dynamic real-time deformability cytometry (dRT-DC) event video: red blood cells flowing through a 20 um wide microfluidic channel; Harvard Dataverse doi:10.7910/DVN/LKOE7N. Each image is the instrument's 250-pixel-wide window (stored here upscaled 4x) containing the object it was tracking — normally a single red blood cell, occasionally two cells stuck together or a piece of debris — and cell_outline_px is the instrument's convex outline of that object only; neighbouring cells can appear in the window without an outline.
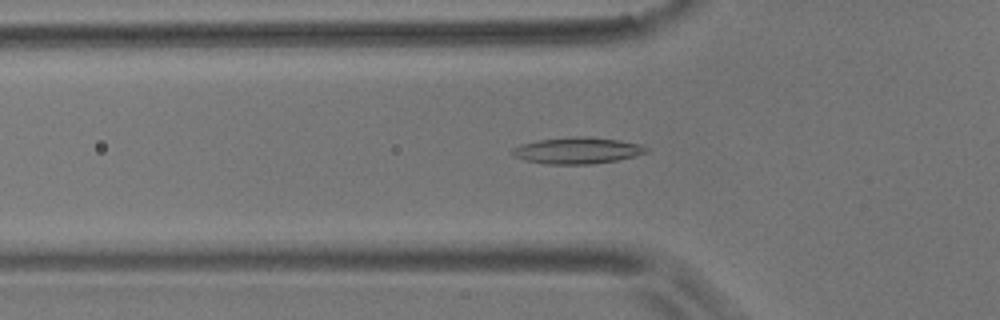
{"species": "common noctule bat (a hibernating species)", "species_latin": "Nyctalus noctula", "temperature_condition": "room temperature", "stored_images_in_passage": 56, "camera_frame_rate_fps": 3000, "um_per_image_px": 0.085, "animal": {"sex": "male", "body_mass_g": 17.9}, "frame": {"image": 1, "passage_image": 18, "time_ms": 5.667, "image_size_px": [1000, 320], "cell_outline_px": [[652, 152], [636, 156], [616, 160], [592, 164], [548, 164], [524, 160], [516, 156], [512, 152], [512, 148], [520, 144], [540, 140], [572, 136], [584, 136], [620, 140], [640, 144], [648, 148]], "centroid_in_image_um": [49.13, 12.79], "position_along_channel_um": 76.7, "area_um2": 20.69}}
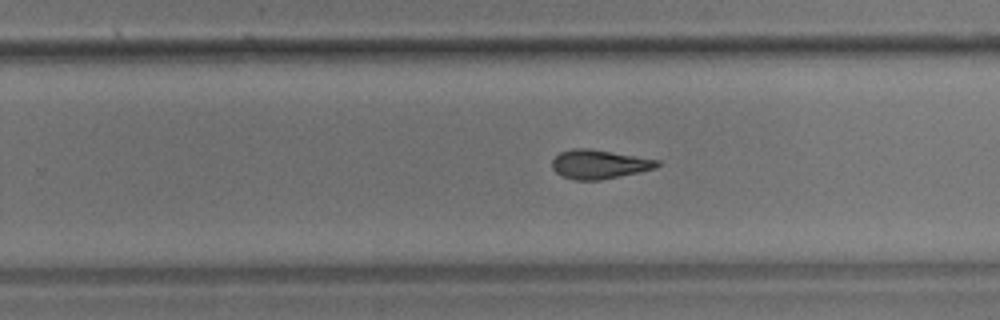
{"frame": {"image": 2, "passage_image": 35, "time_ms": 11.333, "image_size_px": [1000, 320], "cell_outline_px": [[660, 164], [656, 168], [640, 172], [600, 180], [576, 180], [564, 176], [556, 172], [552, 168], [552, 160], [560, 152], [572, 148], [588, 148], [660, 160]], "centroid_in_image_um": [50.94, 13.96], "position_along_channel_um": 278.9, "area_um2": 17.69}}
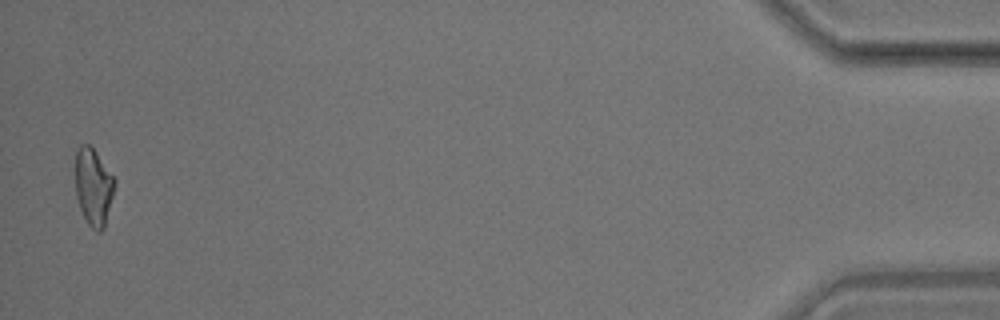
{"frame": {"image": 3, "passage_image": 55, "time_ms": 18.0, "image_size_px": [1000, 320], "cell_outline_px": [[116, 184], [104, 228], [100, 232], [96, 232], [88, 224], [80, 208], [76, 196], [76, 152], [80, 144], [88, 144], [96, 152], [116, 180]], "centroid_in_image_um": [7.95, 15.89], "position_along_channel_um": 427.2, "area_um2": 17.57}, "authors_computed_cell_mechanics": {"area_um2": 18.1203, "velocity_mm_per_s": 3.5569, "shape_relaxation_time_tau1_ms": null, "shape_relaxation_time_tau2_ms": 3.433, "deformation_change_tau1": null, "deformation_change_tau2": 0.118}}